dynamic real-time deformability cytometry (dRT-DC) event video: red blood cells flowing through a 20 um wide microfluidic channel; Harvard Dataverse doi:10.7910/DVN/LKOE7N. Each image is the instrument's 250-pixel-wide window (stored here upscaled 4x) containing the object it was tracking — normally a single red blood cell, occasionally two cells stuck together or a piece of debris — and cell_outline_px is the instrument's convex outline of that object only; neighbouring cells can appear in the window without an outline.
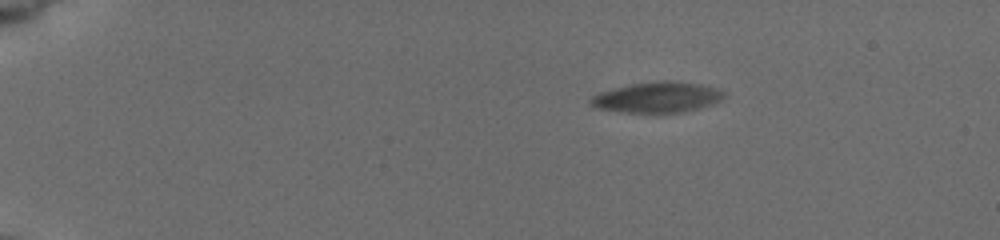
{"species": "common noctule bat (a hibernating species)", "species_latin": "Nyctalus noctula", "temperature_condition": "cold", "stored_images_in_passage": 50, "camera_frame_rate_fps": 3000, "um_per_image_px": 0.085, "animal": {"sex": "female", "body_mass_g": 19.5, "forearm_length_mm": 54.1}, "frame": {"image": 1, "passage_image": 1, "time_ms": 0.0, "image_size_px": [1000, 240], "cell_outline_px": [[724, 96], [720, 100], [684, 112], [620, 112], [600, 108], [592, 104], [588, 100], [592, 96], [600, 92], [632, 84], [664, 80], [668, 80], [700, 84], [724, 92]], "centroid_in_image_um": [55.83, 8.26], "position_along_channel_um": 29.2, "area_um2": 23.06}}
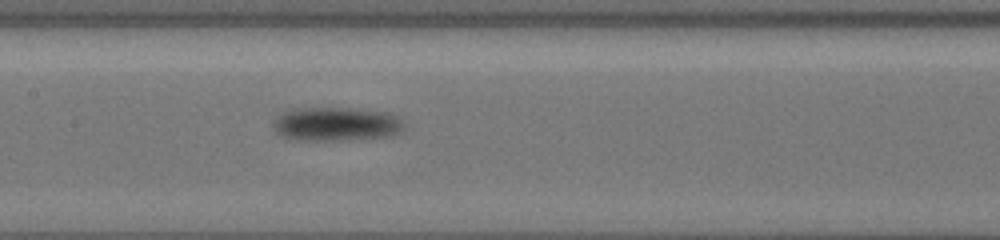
{"frame": {"image": 2, "passage_image": 22, "time_ms": 7.0, "image_size_px": [1000, 240], "cell_outline_px": [[404, 128], [400, 132], [392, 136], [360, 140], [296, 140], [284, 136], [276, 132], [272, 124], [280, 112], [292, 108], [348, 108], [380, 112], [392, 116], [400, 120], [404, 124]], "centroid_in_image_um": [28.53, 10.56], "position_along_channel_um": 178.9, "area_um2": 25.84}}
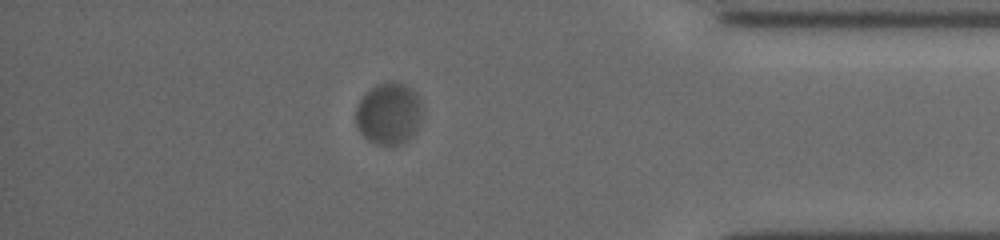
{"frame": {"image": 3, "passage_image": 43, "time_ms": 14.0, "image_size_px": [1000, 240], "cell_outline_px": [[420, 116], [416, 128], [412, 136], [404, 144], [376, 144], [368, 140], [360, 132], [356, 124], [356, 108], [360, 100], [372, 88], [380, 84], [392, 80], [404, 84], [412, 88], [420, 100]], "centroid_in_image_um": [33.04, 9.66], "position_along_channel_um": 402.2, "area_um2": 23.58}, "authors_computed_cell_mechanics": {"area_um2": 24.0159, "velocity_mm_per_s": 3.5498, "shape_relaxation_time_tau1_ms": 2.2627, "shape_relaxation_time_tau2_ms": null, "deformation_change_tau1": 0.0877, "deformation_change_tau2": null}}